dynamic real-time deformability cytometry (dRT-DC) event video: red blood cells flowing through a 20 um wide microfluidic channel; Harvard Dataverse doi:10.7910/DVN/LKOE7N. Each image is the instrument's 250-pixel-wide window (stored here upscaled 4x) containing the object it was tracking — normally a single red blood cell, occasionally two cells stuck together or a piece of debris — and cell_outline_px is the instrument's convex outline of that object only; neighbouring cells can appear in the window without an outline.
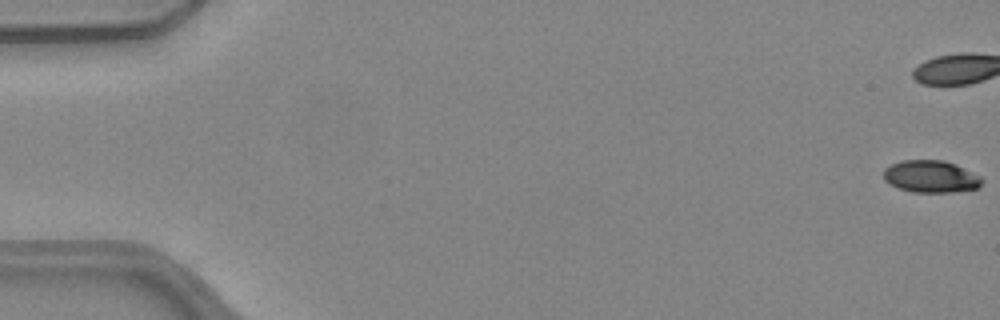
{"species": "common noctule bat (a hibernating species)", "species_latin": "Nyctalus noctula", "temperature_condition": "warm", "stored_images_in_passage": 41, "camera_frame_rate_fps": 3000, "um_per_image_px": 0.085, "animal": {"sex": "female", "body_mass_g": 24.6, "forearm_length_mm": 56.2}, "frame": {"image": 1, "passage_image": 1, "time_ms": 0.0, "image_size_px": [1000, 320], "cell_outline_px": [[984, 180], [976, 188], [952, 192], [912, 192], [900, 188], [884, 180], [884, 168], [900, 160], [944, 160], [956, 164], [980, 176]], "centroid_in_image_um": [79.12, 14.99], "position_along_channel_um": 5.9, "area_um2": 18.32}}